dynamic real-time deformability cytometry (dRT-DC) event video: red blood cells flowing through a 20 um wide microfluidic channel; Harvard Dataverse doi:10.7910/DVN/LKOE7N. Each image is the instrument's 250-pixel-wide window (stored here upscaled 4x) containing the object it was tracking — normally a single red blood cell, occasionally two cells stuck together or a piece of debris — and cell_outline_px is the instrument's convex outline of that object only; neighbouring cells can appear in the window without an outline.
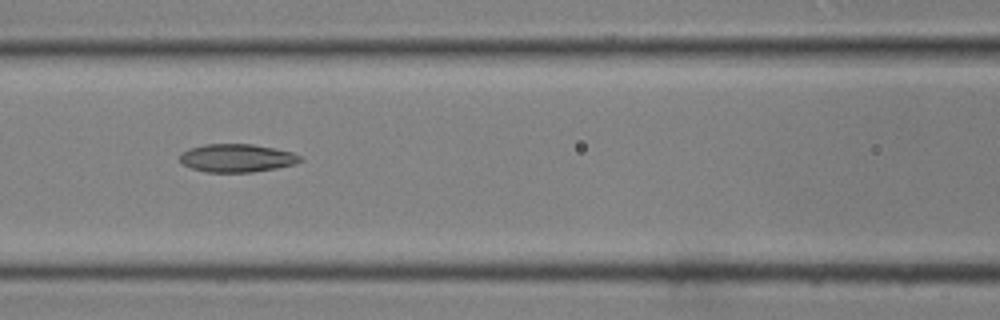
{"species": "common noctule bat (a hibernating species)", "species_latin": "Nyctalus noctula", "temperature_condition": "room temperature", "stored_images_in_passage": 31, "camera_frame_rate_fps": 3000, "um_per_image_px": 0.085, "animal": {"sex": "male", "body_mass_g": 19.0, "forearm_length_mm": 50.8}, "frame": {"image": 1, "passage_image": 8, "time_ms": 2.333, "image_size_px": [1000, 320], "cell_outline_px": [[304, 160], [296, 164], [276, 168], [252, 172], [208, 172], [192, 168], [184, 164], [180, 160], [180, 152], [188, 148], [204, 144], [252, 144], [292, 152], [300, 156]], "centroid_in_image_um": [20.13, 13.43], "position_along_channel_um": 146.5, "area_um2": 19.71}}
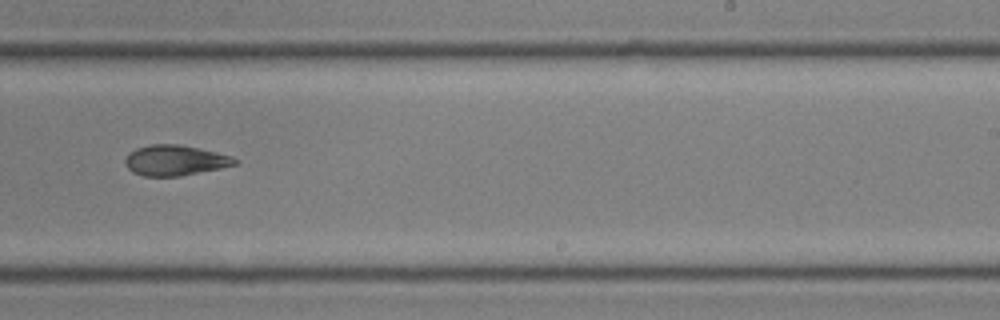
{"frame": {"image": 2, "passage_image": 16, "time_ms": 5.0, "image_size_px": [1000, 320], "cell_outline_px": [[240, 160], [236, 164], [220, 168], [180, 176], [144, 176], [132, 172], [128, 168], [124, 160], [128, 152], [136, 148], [148, 144], [180, 144], [200, 148], [232, 156]], "centroid_in_image_um": [14.87, 13.62], "position_along_channel_um": 274.1, "area_um2": 19.59}}
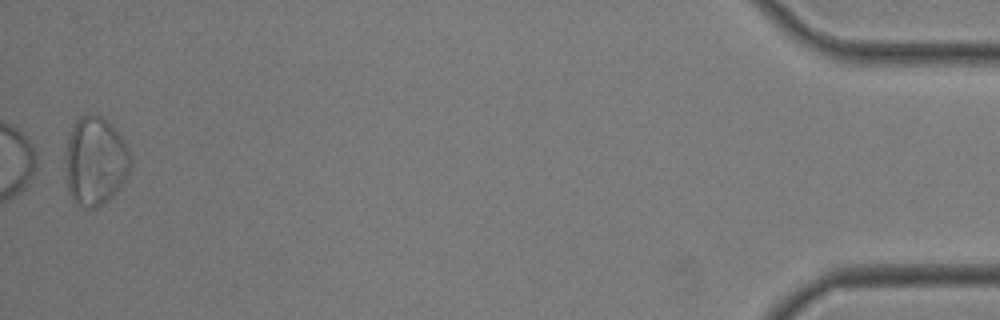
{"frame": {"image": 3, "passage_image": 31, "time_ms": 10.0, "image_size_px": [1000, 320], "cell_outline_px": [[132, 164], [124, 180], [112, 196], [96, 208], [84, 208], [72, 200], [68, 192], [64, 160], [68, 136], [76, 120], [80, 116], [100, 116], [108, 120], [124, 140], [128, 148], [132, 160]], "centroid_in_image_um": [8.08, 13.71], "position_along_channel_um": 427.1, "area_um2": 33.76}}